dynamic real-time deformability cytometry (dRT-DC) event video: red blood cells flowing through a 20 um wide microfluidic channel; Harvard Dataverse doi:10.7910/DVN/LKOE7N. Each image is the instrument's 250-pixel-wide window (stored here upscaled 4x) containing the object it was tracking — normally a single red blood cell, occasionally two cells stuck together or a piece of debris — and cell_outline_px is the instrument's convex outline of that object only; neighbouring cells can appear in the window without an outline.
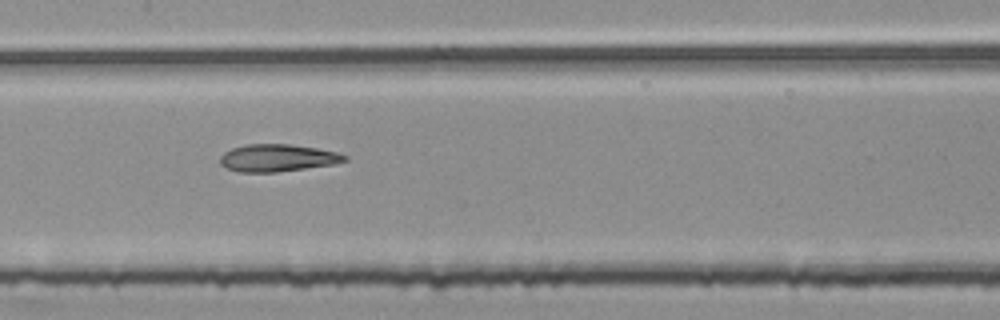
{"species": "common noctule bat (a hibernating species)", "species_latin": "Nyctalus noctula", "temperature_condition": "room temperature", "stored_images_in_passage": 54, "segment_of_instrument_passage": [2, 2], "camera_frame_rate_fps": 3000, "um_per_image_px": 0.085, "animal": {"sex": "female", "body_mass_g": 25.1}, "frame": {"image": 1, "passage_image": 26, "time_ms": 8.333, "image_size_px": [1000, 320], "cell_outline_px": [[348, 160], [332, 164], [276, 172], [240, 172], [228, 168], [220, 164], [220, 156], [224, 152], [232, 148], [244, 144], [292, 144], [316, 148], [336, 152], [348, 156]], "centroid_in_image_um": [23.57, 13.41], "position_along_channel_um": 183.8, "area_um2": 19.71}}
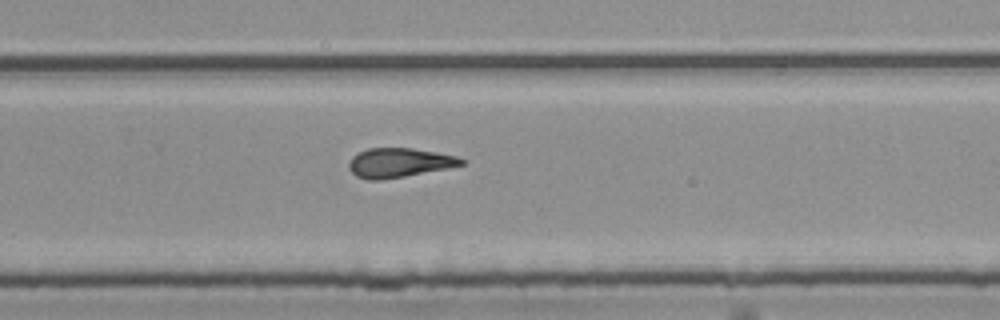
{"frame": {"image": 2, "passage_image": 35, "time_ms": 11.333, "image_size_px": [1000, 320], "cell_outline_px": [[464, 164], [448, 168], [404, 176], [380, 180], [368, 180], [356, 176], [348, 168], [348, 164], [352, 156], [356, 152], [368, 148], [412, 148], [436, 152], [456, 156], [464, 160]], "centroid_in_image_um": [33.88, 13.82], "position_along_channel_um": 295.9, "area_um2": 19.19}}
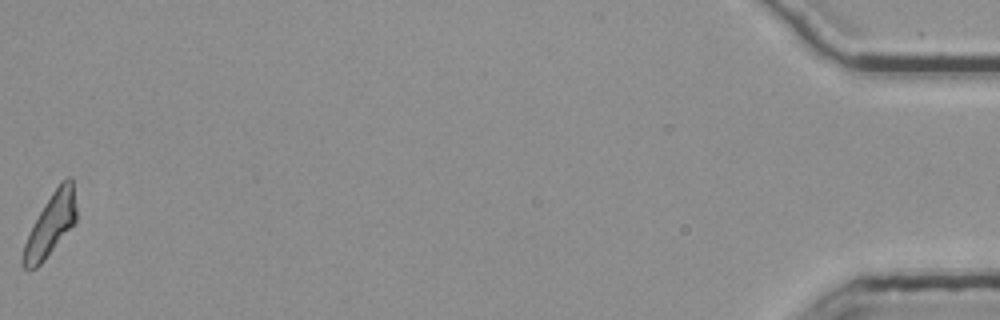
{"frame": {"image": 3, "passage_image": 54, "time_ms": 17.667, "image_size_px": [1000, 320], "cell_outline_px": [[76, 220], [44, 260], [36, 268], [24, 268], [20, 264], [24, 244], [32, 224], [44, 204], [60, 180], [68, 176], [72, 176], [76, 208]], "centroid_in_image_um": [4.28, 19.06], "position_along_channel_um": 430.9, "area_um2": 19.13}}